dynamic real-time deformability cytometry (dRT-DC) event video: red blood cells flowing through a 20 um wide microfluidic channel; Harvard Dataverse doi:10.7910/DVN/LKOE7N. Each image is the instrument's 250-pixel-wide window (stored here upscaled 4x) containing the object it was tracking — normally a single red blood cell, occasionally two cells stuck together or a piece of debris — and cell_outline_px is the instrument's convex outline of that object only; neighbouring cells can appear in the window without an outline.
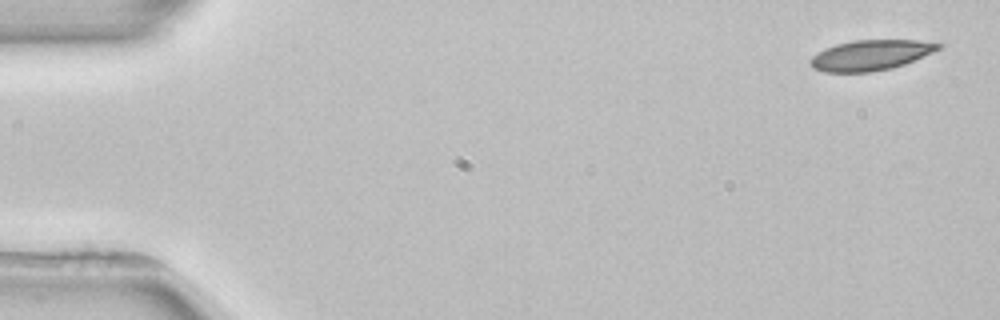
{"species": "common noctule bat (a hibernating species)", "species_latin": "Nyctalus noctula", "temperature_condition": "room temperature", "stored_images_in_passage": 5, "segment_of_instrument_passage": [1, 2], "camera_frame_rate_fps": 3000, "um_per_image_px": 0.085, "animal": {"sex": "female", "body_mass_g": 22.7, "forearm_length_mm": 54.2}, "frame": {"image": 1, "passage_image": 1, "time_ms": 0.0, "image_size_px": [1000, 320], "cell_outline_px": [[944, 44], [940, 48], [932, 52], [904, 64], [892, 68], [872, 72], [824, 72], [812, 68], [808, 60], [812, 56], [824, 48], [836, 44], [856, 40], [916, 40]], "centroid_in_image_um": [73.96, 4.69], "position_along_channel_um": 11.0, "area_um2": 22.6}}
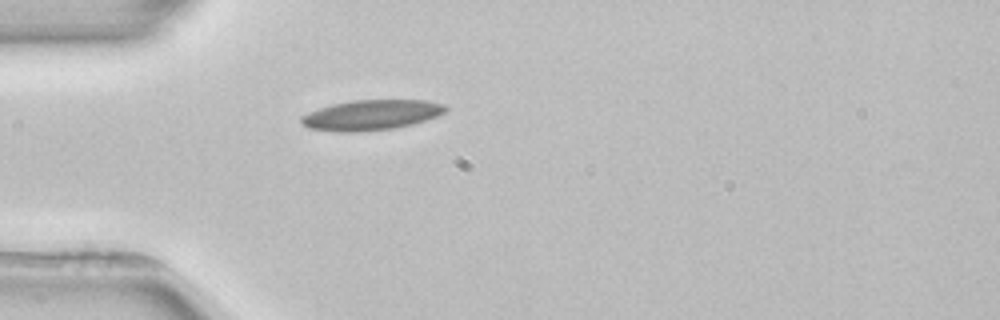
{"frame": {"image": 2, "passage_image": 4, "time_ms": 4.333, "image_size_px": [1000, 320], "cell_outline_px": [[448, 108], [444, 112], [436, 116], [412, 124], [392, 128], [356, 132], [336, 132], [308, 128], [300, 124], [300, 116], [308, 112], [332, 104], [352, 100], [428, 100], [444, 104]], "centroid_in_image_um": [31.51, 9.77], "position_along_channel_um": 53.5, "area_um2": 25.43}}